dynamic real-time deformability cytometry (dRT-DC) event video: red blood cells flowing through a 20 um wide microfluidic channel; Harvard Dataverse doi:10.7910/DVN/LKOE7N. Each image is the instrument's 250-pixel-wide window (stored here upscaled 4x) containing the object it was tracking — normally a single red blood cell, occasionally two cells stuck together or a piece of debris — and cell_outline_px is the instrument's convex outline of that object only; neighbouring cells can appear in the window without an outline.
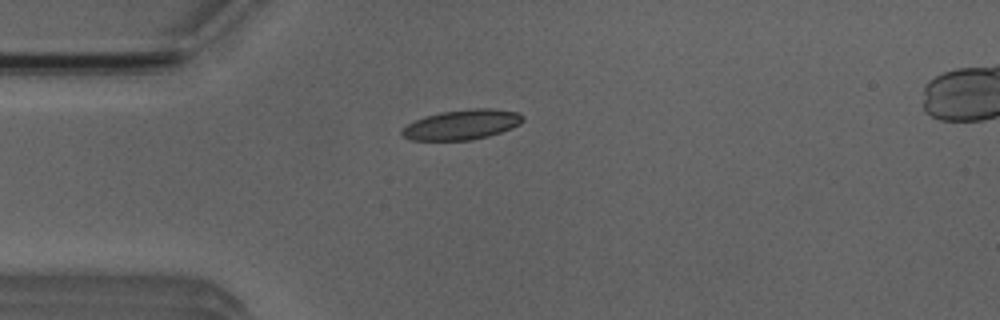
{"species": "Egyptian fruit bat (a non-hibernating species)", "species_latin": "Rousettus aegyptiacus", "temperature_condition": "room temperature", "stored_images_in_passage": 2, "camera_frame_rate_fps": 3000, "um_per_image_px": 0.085, "animal": {"sex": "male"}, "frame": {"image": 1, "passage_image": 2, "time_ms": 1.0, "image_size_px": [1000, 320], "cell_outline_px": [[524, 120], [520, 124], [500, 132], [488, 136], [472, 140], [408, 140], [400, 132], [408, 124], [424, 116], [440, 112], [472, 108], [492, 108], [516, 112], [524, 116]], "centroid_in_image_um": [39.26, 10.59], "position_along_channel_um": 45.7, "area_um2": 21.04}}